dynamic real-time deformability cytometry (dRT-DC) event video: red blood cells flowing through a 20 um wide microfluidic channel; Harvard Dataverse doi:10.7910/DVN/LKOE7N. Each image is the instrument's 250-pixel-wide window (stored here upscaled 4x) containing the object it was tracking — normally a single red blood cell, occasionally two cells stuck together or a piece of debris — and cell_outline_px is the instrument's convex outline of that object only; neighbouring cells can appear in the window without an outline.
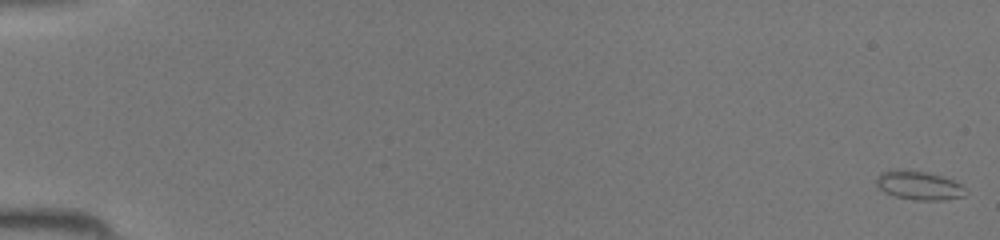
{"species": "common noctule bat (a hibernating species)", "species_latin": "Nyctalus noctula", "temperature_condition": "room temperature", "stored_images_in_passage": 46, "camera_frame_rate_fps": 3000, "um_per_image_px": 0.085, "animal": {"sex": "female", "body_mass_g": 19.5, "forearm_length_mm": 54.1}, "frame": {"image": 1, "passage_image": 1, "time_ms": 0.0, "image_size_px": [1000, 240], "cell_outline_px": [[968, 192], [964, 196], [944, 200], [912, 200], [896, 196], [884, 192], [876, 184], [876, 176], [880, 172], [896, 168], [928, 172], [944, 176], [960, 184]], "centroid_in_image_um": [78.09, 15.74], "position_along_channel_um": 6.9, "area_um2": 15.26}}
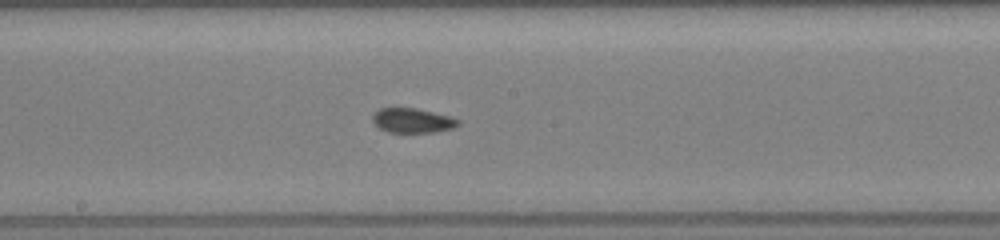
{"frame": {"image": 2, "passage_image": 26, "time_ms": 8.333, "image_size_px": [1000, 240], "cell_outline_px": [[460, 124], [452, 128], [436, 132], [388, 132], [380, 128], [372, 120], [372, 116], [380, 108], [416, 108], [452, 116], [460, 120]], "centroid_in_image_um": [35.1, 10.24], "position_along_channel_um": 213.1, "area_um2": 12.25}}
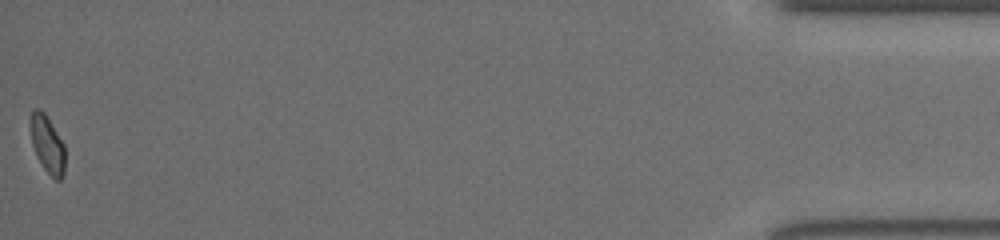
{"frame": {"image": 3, "passage_image": 46, "time_ms": 15.0, "image_size_px": [1000, 240], "cell_outline_px": [[64, 176], [60, 180], [56, 180], [44, 168], [36, 156], [32, 144], [32, 108], [40, 108], [44, 112], [64, 144]], "centroid_in_image_um": [4.05, 12.29], "position_along_channel_um": 431.2, "area_um2": 11.21}}